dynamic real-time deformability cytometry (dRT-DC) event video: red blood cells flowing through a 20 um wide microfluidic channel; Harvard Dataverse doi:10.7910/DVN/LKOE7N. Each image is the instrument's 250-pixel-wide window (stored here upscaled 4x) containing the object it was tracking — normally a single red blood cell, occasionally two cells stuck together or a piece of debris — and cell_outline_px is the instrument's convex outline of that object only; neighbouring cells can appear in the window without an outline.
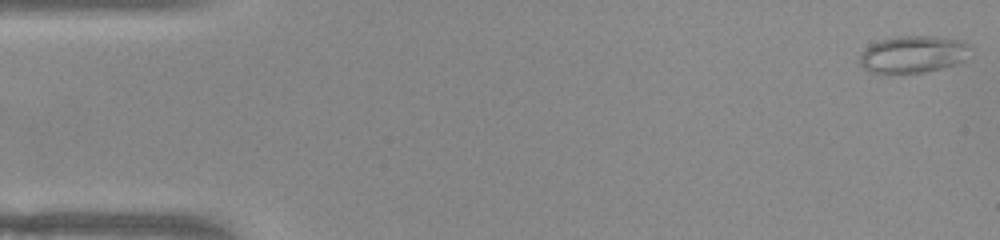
{"species": "common noctule bat (a hibernating species)", "species_latin": "Nyctalus noctula", "temperature_condition": "warm", "stored_images_in_passage": 51, "camera_frame_rate_fps": 3000, "um_per_image_px": 0.085, "animal": {"sex": "female", "body_mass_g": 22.0, "forearm_length_mm": 56.7}, "frame": {"image": 1, "passage_image": 1, "time_ms": 0.0, "image_size_px": [1000, 240], "cell_outline_px": [[968, 48], [964, 60], [956, 64], [924, 72], [888, 76], [872, 72], [864, 68], [860, 64], [860, 56], [872, 44], [880, 40], [896, 36], [932, 36], [960, 40], [968, 44]], "centroid_in_image_um": [77.56, 4.65], "position_along_channel_um": 7.4, "area_um2": 23.99}}
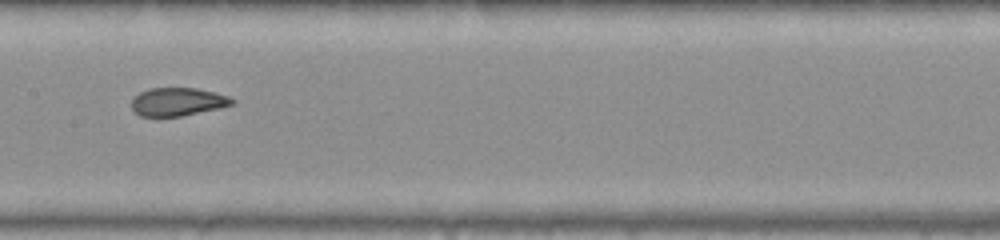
{"frame": {"image": 2, "passage_image": 25, "time_ms": 8.0, "image_size_px": [1000, 240], "cell_outline_px": [[236, 104], [220, 108], [180, 116], [140, 116], [132, 108], [132, 100], [140, 92], [152, 88], [196, 88], [216, 92], [228, 96], [236, 100]], "centroid_in_image_um": [15.16, 8.64], "position_along_channel_um": 192.2, "area_um2": 16.47}}
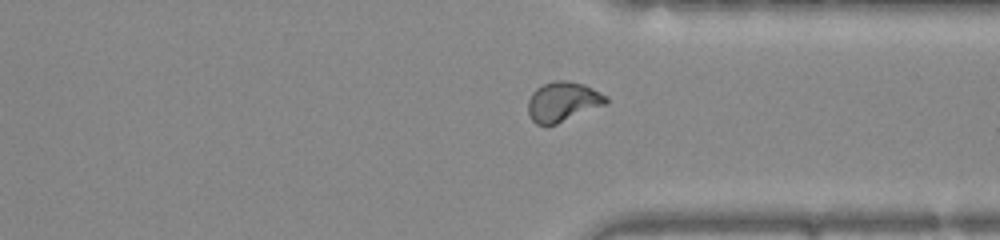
{"frame": {"image": 3, "passage_image": 38, "time_ms": 12.333, "image_size_px": [1000, 240], "cell_outline_px": [[608, 100], [604, 104], [556, 124], [536, 124], [532, 120], [528, 112], [528, 100], [532, 92], [536, 88], [544, 84], [556, 80], [564, 80], [584, 84], [608, 96]], "centroid_in_image_um": [47.81, 8.62], "position_along_channel_um": 363.6, "area_um2": 17.74}, "authors_computed_cell_mechanics": {"area_um2": 17.7446, "velocity_mm_per_s": 3.9681, "shape_relaxation_time_tau1_ms": null, "shape_relaxation_time_tau2_ms": 1.0018, "deformation_change_tau1": null, "deformation_change_tau2": 0.0525}}